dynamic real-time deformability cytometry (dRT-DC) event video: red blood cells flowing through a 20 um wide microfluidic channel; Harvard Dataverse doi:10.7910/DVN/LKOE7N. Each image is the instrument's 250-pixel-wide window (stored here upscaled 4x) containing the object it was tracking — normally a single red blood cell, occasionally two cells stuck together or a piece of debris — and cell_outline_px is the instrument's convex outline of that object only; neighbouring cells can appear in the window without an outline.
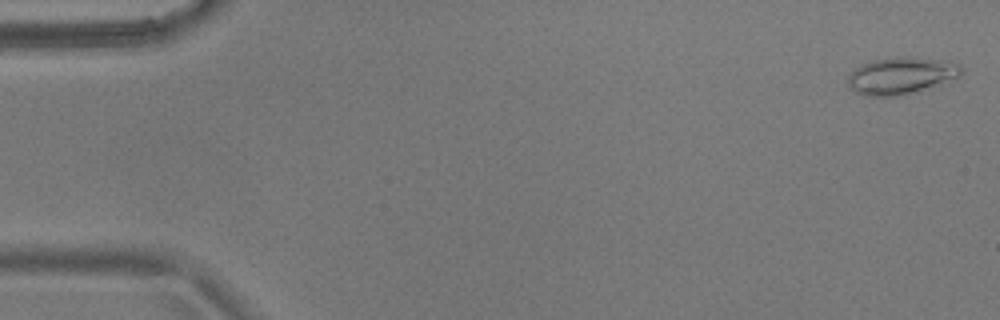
{"species": "common noctule bat (a hibernating species)", "species_latin": "Nyctalus noctula", "temperature_condition": "warm", "stored_images_in_passage": 55, "camera_frame_rate_fps": 3000, "um_per_image_px": 0.085, "animal": {"sex": "male", "body_mass_g": 17.9}, "frame": {"image": 1, "passage_image": 2, "time_ms": 0.333, "image_size_px": [1000, 320], "cell_outline_px": [[964, 72], [960, 76], [896, 96], [868, 96], [856, 92], [848, 84], [848, 76], [860, 64], [872, 60], [896, 56], [908, 56], [944, 60], [960, 64], [964, 68]], "centroid_in_image_um": [76.58, 6.38], "position_along_channel_um": 8.4, "area_um2": 24.04}}
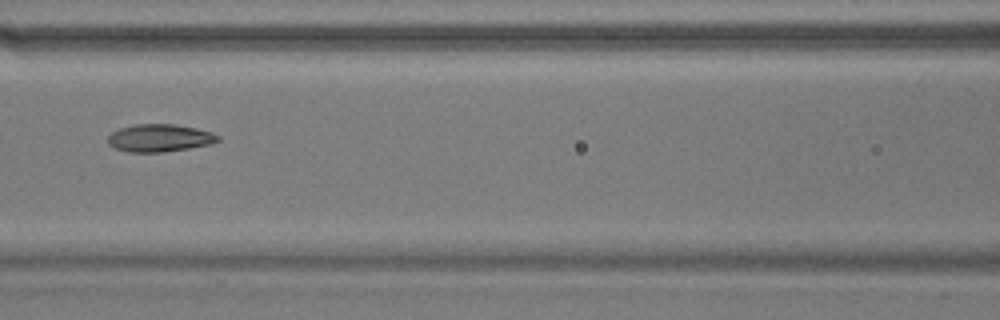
{"frame": {"image": 2, "passage_image": 25, "time_ms": 8.0, "image_size_px": [1000, 320], "cell_outline_px": [[220, 140], [212, 144], [164, 152], [128, 152], [116, 148], [108, 144], [108, 136], [112, 132], [120, 128], [136, 124], [176, 124], [196, 128], [212, 132], [220, 136]], "centroid_in_image_um": [13.59, 11.72], "position_along_channel_um": 153.0, "area_um2": 17.74}}
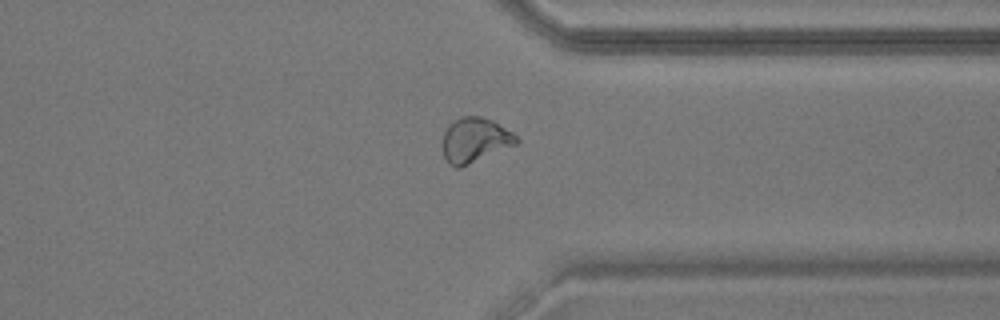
{"frame": {"image": 3, "passage_image": 43, "time_ms": 14.0, "image_size_px": [1000, 320], "cell_outline_px": [[520, 140], [516, 144], [460, 168], [456, 168], [448, 164], [444, 156], [444, 132], [448, 124], [460, 116], [480, 116], [492, 120], [512, 132]], "centroid_in_image_um": [40.35, 11.9], "position_along_channel_um": 371.0, "area_um2": 19.13}, "authors_computed_cell_mechanics": {"area_um2": 19.074, "velocity_mm_per_s": 3.6709, "shape_relaxation_time_tau1_ms": 6.7514, "shape_relaxation_time_tau2_ms": 2.0445, "deformation_change_tau1": 0.1884, "deformation_change_tau2": 0.0795}}